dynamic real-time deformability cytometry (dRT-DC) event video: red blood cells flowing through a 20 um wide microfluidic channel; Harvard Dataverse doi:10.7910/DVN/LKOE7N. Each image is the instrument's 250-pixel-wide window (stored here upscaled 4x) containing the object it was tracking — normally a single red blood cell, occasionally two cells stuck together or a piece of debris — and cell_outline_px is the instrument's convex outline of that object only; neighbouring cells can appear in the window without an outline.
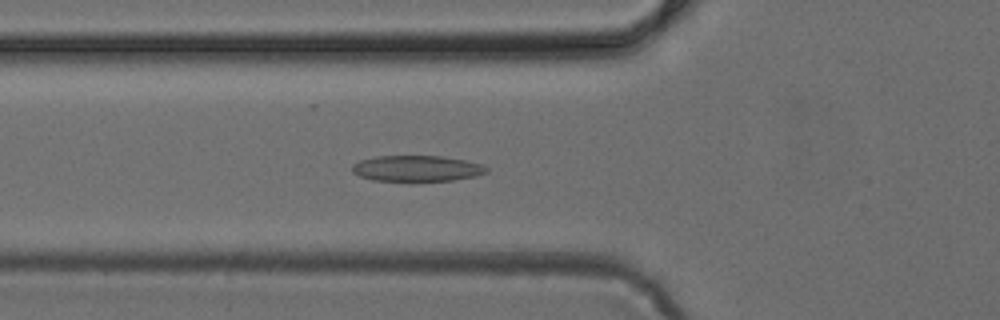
{"species": "common noctule bat (a hibernating species)", "species_latin": "Nyctalus noctula", "temperature_condition": "cold", "stored_images_in_passage": 49, "camera_frame_rate_fps": 3000, "um_per_image_px": 0.085, "animal": {"sex": "female", "body_mass_g": 24.6, "forearm_length_mm": 56.2}, "frame": {"image": 1, "passage_image": 18, "time_ms": 5.667, "image_size_px": [1000, 320], "cell_outline_px": [[488, 172], [476, 176], [452, 180], [372, 180], [360, 176], [352, 172], [352, 164], [360, 160], [376, 156], [444, 156], [464, 160], [480, 164], [488, 168]], "centroid_in_image_um": [35.42, 14.3], "position_along_channel_um": 90.4, "area_um2": 20.06}}
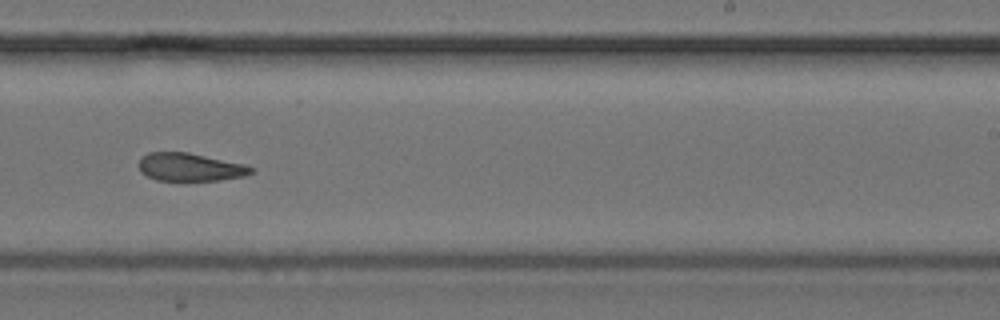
{"frame": {"image": 2, "passage_image": 31, "time_ms": 10.0, "image_size_px": [1000, 320], "cell_outline_px": [[256, 172], [244, 176], [220, 180], [156, 180], [140, 172], [140, 160], [148, 152], [188, 152], [244, 164], [256, 168]], "centroid_in_image_um": [16.21, 14.2], "position_along_channel_um": 272.8, "area_um2": 18.26}}
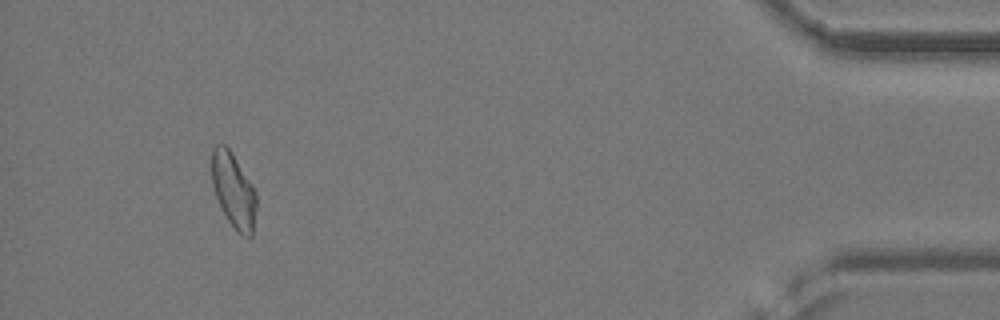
{"frame": {"image": 3, "passage_image": 46, "time_ms": 15.0, "image_size_px": [1000, 320], "cell_outline_px": [[256, 208], [252, 236], [244, 236], [228, 220], [216, 196], [212, 184], [212, 148], [216, 144], [224, 144], [228, 148], [252, 184], [256, 192]], "centroid_in_image_um": [19.85, 16.16], "position_along_channel_um": 415.4, "area_um2": 18.96}}